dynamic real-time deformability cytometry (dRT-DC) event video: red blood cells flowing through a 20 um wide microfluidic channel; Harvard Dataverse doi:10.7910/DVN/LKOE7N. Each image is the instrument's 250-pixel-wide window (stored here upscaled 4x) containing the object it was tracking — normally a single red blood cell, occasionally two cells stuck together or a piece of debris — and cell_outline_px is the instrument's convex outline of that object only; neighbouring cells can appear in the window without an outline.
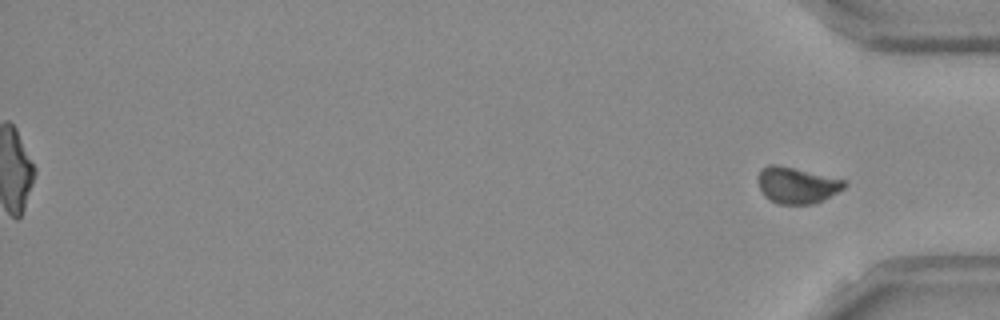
{"species": "Egyptian fruit bat (a non-hibernating species)", "species_latin": "Rousettus aegyptiacus", "temperature_condition": "room temperature", "stored_images_in_passage": 53, "segment_of_instrument_passage": [2, 2], "camera_frame_rate_fps": 3000, "um_per_image_px": 0.085, "frame": {"image": 1, "passage_image": 53, "time_ms": 17.333, "image_size_px": [1000, 320], "cell_outline_px": [[848, 184], [844, 188], [824, 200], [816, 204], [780, 204], [764, 196], [756, 180], [760, 172], [768, 164], [772, 164], [792, 168], [844, 180]], "centroid_in_image_um": [67.73, 15.77], "position_along_channel_um": 367.5, "area_um2": 17.98}}